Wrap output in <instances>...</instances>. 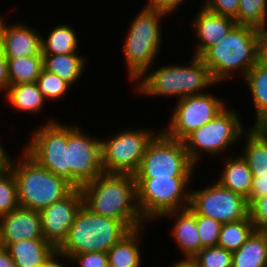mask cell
Wrapping results in <instances>:
<instances>
[{
  "mask_svg": "<svg viewBox=\"0 0 267 267\" xmlns=\"http://www.w3.org/2000/svg\"><path fill=\"white\" fill-rule=\"evenodd\" d=\"M80 189L83 205L92 213L121 220L130 230L144 227L133 174L102 173Z\"/></svg>",
  "mask_w": 267,
  "mask_h": 267,
  "instance_id": "6da1fadb",
  "label": "cell"
},
{
  "mask_svg": "<svg viewBox=\"0 0 267 267\" xmlns=\"http://www.w3.org/2000/svg\"><path fill=\"white\" fill-rule=\"evenodd\" d=\"M200 58L216 84L229 81L234 73H241L244 78L261 59L260 30L236 24L225 38Z\"/></svg>",
  "mask_w": 267,
  "mask_h": 267,
  "instance_id": "7a4b0ae2",
  "label": "cell"
},
{
  "mask_svg": "<svg viewBox=\"0 0 267 267\" xmlns=\"http://www.w3.org/2000/svg\"><path fill=\"white\" fill-rule=\"evenodd\" d=\"M134 83L137 86L135 90L141 93L140 95L175 96L178 97V100L187 96L203 94L205 93L204 89L216 85L209 69L204 65L202 59L196 56H193L186 65L176 63L164 65L151 70V72L147 69Z\"/></svg>",
  "mask_w": 267,
  "mask_h": 267,
  "instance_id": "3957f363",
  "label": "cell"
},
{
  "mask_svg": "<svg viewBox=\"0 0 267 267\" xmlns=\"http://www.w3.org/2000/svg\"><path fill=\"white\" fill-rule=\"evenodd\" d=\"M20 155L18 161L10 156L8 163L16 180L20 207L41 211L76 188L67 179L39 166L23 150Z\"/></svg>",
  "mask_w": 267,
  "mask_h": 267,
  "instance_id": "277c9868",
  "label": "cell"
},
{
  "mask_svg": "<svg viewBox=\"0 0 267 267\" xmlns=\"http://www.w3.org/2000/svg\"><path fill=\"white\" fill-rule=\"evenodd\" d=\"M130 231L121 220L94 214L82 205L58 250L69 257L86 252L107 253Z\"/></svg>",
  "mask_w": 267,
  "mask_h": 267,
  "instance_id": "5b68a950",
  "label": "cell"
},
{
  "mask_svg": "<svg viewBox=\"0 0 267 267\" xmlns=\"http://www.w3.org/2000/svg\"><path fill=\"white\" fill-rule=\"evenodd\" d=\"M165 16L167 15L160 11L143 7L129 25L123 52L128 79L133 83L158 58L162 46L160 21Z\"/></svg>",
  "mask_w": 267,
  "mask_h": 267,
  "instance_id": "8992f818",
  "label": "cell"
},
{
  "mask_svg": "<svg viewBox=\"0 0 267 267\" xmlns=\"http://www.w3.org/2000/svg\"><path fill=\"white\" fill-rule=\"evenodd\" d=\"M192 177L135 178L137 205L144 221L189 207Z\"/></svg>",
  "mask_w": 267,
  "mask_h": 267,
  "instance_id": "52a82bcc",
  "label": "cell"
},
{
  "mask_svg": "<svg viewBox=\"0 0 267 267\" xmlns=\"http://www.w3.org/2000/svg\"><path fill=\"white\" fill-rule=\"evenodd\" d=\"M241 120L238 112L228 106L207 124L190 133L183 140L190 160L199 166L202 153L221 156L224 151L227 152L226 149H231L232 144L242 140L243 131H246Z\"/></svg>",
  "mask_w": 267,
  "mask_h": 267,
  "instance_id": "ba28073f",
  "label": "cell"
},
{
  "mask_svg": "<svg viewBox=\"0 0 267 267\" xmlns=\"http://www.w3.org/2000/svg\"><path fill=\"white\" fill-rule=\"evenodd\" d=\"M197 166L190 160L184 142L160 130L149 142L135 178L192 177ZM193 174V175H192Z\"/></svg>",
  "mask_w": 267,
  "mask_h": 267,
  "instance_id": "9c48e42d",
  "label": "cell"
},
{
  "mask_svg": "<svg viewBox=\"0 0 267 267\" xmlns=\"http://www.w3.org/2000/svg\"><path fill=\"white\" fill-rule=\"evenodd\" d=\"M160 130L125 129L101 139L102 168L104 173L135 174L149 142Z\"/></svg>",
  "mask_w": 267,
  "mask_h": 267,
  "instance_id": "30bf717a",
  "label": "cell"
},
{
  "mask_svg": "<svg viewBox=\"0 0 267 267\" xmlns=\"http://www.w3.org/2000/svg\"><path fill=\"white\" fill-rule=\"evenodd\" d=\"M31 134L32 137L22 150L39 166L69 181L67 125L50 118Z\"/></svg>",
  "mask_w": 267,
  "mask_h": 267,
  "instance_id": "8fae6325",
  "label": "cell"
},
{
  "mask_svg": "<svg viewBox=\"0 0 267 267\" xmlns=\"http://www.w3.org/2000/svg\"><path fill=\"white\" fill-rule=\"evenodd\" d=\"M101 154V139L88 135L75 125H67L69 182L76 188L104 173Z\"/></svg>",
  "mask_w": 267,
  "mask_h": 267,
  "instance_id": "7c38bea8",
  "label": "cell"
},
{
  "mask_svg": "<svg viewBox=\"0 0 267 267\" xmlns=\"http://www.w3.org/2000/svg\"><path fill=\"white\" fill-rule=\"evenodd\" d=\"M177 103L170 115L169 125L161 130L170 138L180 141L207 124L227 107L223 99L207 91L184 97Z\"/></svg>",
  "mask_w": 267,
  "mask_h": 267,
  "instance_id": "4fadbf2b",
  "label": "cell"
},
{
  "mask_svg": "<svg viewBox=\"0 0 267 267\" xmlns=\"http://www.w3.org/2000/svg\"><path fill=\"white\" fill-rule=\"evenodd\" d=\"M215 181L211 186L190 190L189 208L197 215L213 218L222 224L247 218V199Z\"/></svg>",
  "mask_w": 267,
  "mask_h": 267,
  "instance_id": "5bb4252c",
  "label": "cell"
},
{
  "mask_svg": "<svg viewBox=\"0 0 267 267\" xmlns=\"http://www.w3.org/2000/svg\"><path fill=\"white\" fill-rule=\"evenodd\" d=\"M83 205L80 188L40 211L44 239L58 249L66 240L77 212Z\"/></svg>",
  "mask_w": 267,
  "mask_h": 267,
  "instance_id": "9a60e30c",
  "label": "cell"
},
{
  "mask_svg": "<svg viewBox=\"0 0 267 267\" xmlns=\"http://www.w3.org/2000/svg\"><path fill=\"white\" fill-rule=\"evenodd\" d=\"M27 239H44L40 211L18 206L0 216V246Z\"/></svg>",
  "mask_w": 267,
  "mask_h": 267,
  "instance_id": "2e32d148",
  "label": "cell"
},
{
  "mask_svg": "<svg viewBox=\"0 0 267 267\" xmlns=\"http://www.w3.org/2000/svg\"><path fill=\"white\" fill-rule=\"evenodd\" d=\"M0 15L4 56L15 59L34 55H42V41L40 33L25 23L7 24Z\"/></svg>",
  "mask_w": 267,
  "mask_h": 267,
  "instance_id": "e0dca14e",
  "label": "cell"
},
{
  "mask_svg": "<svg viewBox=\"0 0 267 267\" xmlns=\"http://www.w3.org/2000/svg\"><path fill=\"white\" fill-rule=\"evenodd\" d=\"M193 33L198 40L193 56L201 57L211 46L227 36L236 25L235 19L218 15L203 6L192 20Z\"/></svg>",
  "mask_w": 267,
  "mask_h": 267,
  "instance_id": "ac0fdd59",
  "label": "cell"
},
{
  "mask_svg": "<svg viewBox=\"0 0 267 267\" xmlns=\"http://www.w3.org/2000/svg\"><path fill=\"white\" fill-rule=\"evenodd\" d=\"M173 217L175 222L171 229V235L178 246L177 248L184 256L183 260L192 259L204 247L199 237L196 214L188 207L183 210H177L164 214L163 217Z\"/></svg>",
  "mask_w": 267,
  "mask_h": 267,
  "instance_id": "d6986e66",
  "label": "cell"
},
{
  "mask_svg": "<svg viewBox=\"0 0 267 267\" xmlns=\"http://www.w3.org/2000/svg\"><path fill=\"white\" fill-rule=\"evenodd\" d=\"M17 267H42L56 248L45 239H27L5 246Z\"/></svg>",
  "mask_w": 267,
  "mask_h": 267,
  "instance_id": "ffe728a7",
  "label": "cell"
},
{
  "mask_svg": "<svg viewBox=\"0 0 267 267\" xmlns=\"http://www.w3.org/2000/svg\"><path fill=\"white\" fill-rule=\"evenodd\" d=\"M226 156L227 159H222L224 164L218 182L226 189L247 199L252 187V172L241 155L231 157V155L226 154Z\"/></svg>",
  "mask_w": 267,
  "mask_h": 267,
  "instance_id": "44dd1931",
  "label": "cell"
},
{
  "mask_svg": "<svg viewBox=\"0 0 267 267\" xmlns=\"http://www.w3.org/2000/svg\"><path fill=\"white\" fill-rule=\"evenodd\" d=\"M143 227L131 230L118 243L107 251L109 267H140L141 256V235Z\"/></svg>",
  "mask_w": 267,
  "mask_h": 267,
  "instance_id": "7402d4cb",
  "label": "cell"
},
{
  "mask_svg": "<svg viewBox=\"0 0 267 267\" xmlns=\"http://www.w3.org/2000/svg\"><path fill=\"white\" fill-rule=\"evenodd\" d=\"M4 95L5 100L22 113L38 114L46 106V99L41 95L36 82L11 85Z\"/></svg>",
  "mask_w": 267,
  "mask_h": 267,
  "instance_id": "603a6c76",
  "label": "cell"
},
{
  "mask_svg": "<svg viewBox=\"0 0 267 267\" xmlns=\"http://www.w3.org/2000/svg\"><path fill=\"white\" fill-rule=\"evenodd\" d=\"M44 69L54 73L71 86L76 84L84 72L87 59L76 53L56 55L42 54Z\"/></svg>",
  "mask_w": 267,
  "mask_h": 267,
  "instance_id": "cb8c5ba5",
  "label": "cell"
},
{
  "mask_svg": "<svg viewBox=\"0 0 267 267\" xmlns=\"http://www.w3.org/2000/svg\"><path fill=\"white\" fill-rule=\"evenodd\" d=\"M248 129V130H247ZM244 131V150L240 154L246 161L253 177L267 176V139H265L252 126Z\"/></svg>",
  "mask_w": 267,
  "mask_h": 267,
  "instance_id": "d4e9b609",
  "label": "cell"
},
{
  "mask_svg": "<svg viewBox=\"0 0 267 267\" xmlns=\"http://www.w3.org/2000/svg\"><path fill=\"white\" fill-rule=\"evenodd\" d=\"M244 79L254 102L255 125L267 114V63L260 59Z\"/></svg>",
  "mask_w": 267,
  "mask_h": 267,
  "instance_id": "484cf974",
  "label": "cell"
},
{
  "mask_svg": "<svg viewBox=\"0 0 267 267\" xmlns=\"http://www.w3.org/2000/svg\"><path fill=\"white\" fill-rule=\"evenodd\" d=\"M232 267H267L266 242L259 231L232 252Z\"/></svg>",
  "mask_w": 267,
  "mask_h": 267,
  "instance_id": "4316f807",
  "label": "cell"
},
{
  "mask_svg": "<svg viewBox=\"0 0 267 267\" xmlns=\"http://www.w3.org/2000/svg\"><path fill=\"white\" fill-rule=\"evenodd\" d=\"M47 37H41L42 54L64 55L78 51L79 38L68 24H60L52 28Z\"/></svg>",
  "mask_w": 267,
  "mask_h": 267,
  "instance_id": "83f0119b",
  "label": "cell"
},
{
  "mask_svg": "<svg viewBox=\"0 0 267 267\" xmlns=\"http://www.w3.org/2000/svg\"><path fill=\"white\" fill-rule=\"evenodd\" d=\"M256 231L250 215L242 220L223 223L217 246L234 252Z\"/></svg>",
  "mask_w": 267,
  "mask_h": 267,
  "instance_id": "f1b7e54d",
  "label": "cell"
},
{
  "mask_svg": "<svg viewBox=\"0 0 267 267\" xmlns=\"http://www.w3.org/2000/svg\"><path fill=\"white\" fill-rule=\"evenodd\" d=\"M9 86L36 82L43 66V55L7 59Z\"/></svg>",
  "mask_w": 267,
  "mask_h": 267,
  "instance_id": "f546056e",
  "label": "cell"
},
{
  "mask_svg": "<svg viewBox=\"0 0 267 267\" xmlns=\"http://www.w3.org/2000/svg\"><path fill=\"white\" fill-rule=\"evenodd\" d=\"M235 21L237 25L264 29L267 27V0H239Z\"/></svg>",
  "mask_w": 267,
  "mask_h": 267,
  "instance_id": "4dcf8cb0",
  "label": "cell"
},
{
  "mask_svg": "<svg viewBox=\"0 0 267 267\" xmlns=\"http://www.w3.org/2000/svg\"><path fill=\"white\" fill-rule=\"evenodd\" d=\"M19 206L17 184L8 166L0 173V216L8 214Z\"/></svg>",
  "mask_w": 267,
  "mask_h": 267,
  "instance_id": "1f68e13d",
  "label": "cell"
},
{
  "mask_svg": "<svg viewBox=\"0 0 267 267\" xmlns=\"http://www.w3.org/2000/svg\"><path fill=\"white\" fill-rule=\"evenodd\" d=\"M36 84L41 95L46 99V101L62 98L71 88V85L65 80L60 79L57 75L45 70L44 68L37 78Z\"/></svg>",
  "mask_w": 267,
  "mask_h": 267,
  "instance_id": "d6a6232c",
  "label": "cell"
},
{
  "mask_svg": "<svg viewBox=\"0 0 267 267\" xmlns=\"http://www.w3.org/2000/svg\"><path fill=\"white\" fill-rule=\"evenodd\" d=\"M190 261L196 267H232V252L219 246L204 247Z\"/></svg>",
  "mask_w": 267,
  "mask_h": 267,
  "instance_id": "836d02e7",
  "label": "cell"
},
{
  "mask_svg": "<svg viewBox=\"0 0 267 267\" xmlns=\"http://www.w3.org/2000/svg\"><path fill=\"white\" fill-rule=\"evenodd\" d=\"M196 224L203 247L217 246L222 223L196 214Z\"/></svg>",
  "mask_w": 267,
  "mask_h": 267,
  "instance_id": "e575fe53",
  "label": "cell"
},
{
  "mask_svg": "<svg viewBox=\"0 0 267 267\" xmlns=\"http://www.w3.org/2000/svg\"><path fill=\"white\" fill-rule=\"evenodd\" d=\"M200 6L212 13L236 19L239 0H205Z\"/></svg>",
  "mask_w": 267,
  "mask_h": 267,
  "instance_id": "d590c367",
  "label": "cell"
},
{
  "mask_svg": "<svg viewBox=\"0 0 267 267\" xmlns=\"http://www.w3.org/2000/svg\"><path fill=\"white\" fill-rule=\"evenodd\" d=\"M68 261L77 263L78 267H109L108 257L105 252H86L68 256Z\"/></svg>",
  "mask_w": 267,
  "mask_h": 267,
  "instance_id": "8d00e7d4",
  "label": "cell"
},
{
  "mask_svg": "<svg viewBox=\"0 0 267 267\" xmlns=\"http://www.w3.org/2000/svg\"><path fill=\"white\" fill-rule=\"evenodd\" d=\"M249 215L256 231L267 228V195L257 198L249 206Z\"/></svg>",
  "mask_w": 267,
  "mask_h": 267,
  "instance_id": "74e56055",
  "label": "cell"
},
{
  "mask_svg": "<svg viewBox=\"0 0 267 267\" xmlns=\"http://www.w3.org/2000/svg\"><path fill=\"white\" fill-rule=\"evenodd\" d=\"M185 0H148L145 7L160 11L166 15H171L179 6L183 5Z\"/></svg>",
  "mask_w": 267,
  "mask_h": 267,
  "instance_id": "f35d334b",
  "label": "cell"
},
{
  "mask_svg": "<svg viewBox=\"0 0 267 267\" xmlns=\"http://www.w3.org/2000/svg\"><path fill=\"white\" fill-rule=\"evenodd\" d=\"M267 195V176L253 177L250 194L247 198L249 206L257 199Z\"/></svg>",
  "mask_w": 267,
  "mask_h": 267,
  "instance_id": "ab89813d",
  "label": "cell"
},
{
  "mask_svg": "<svg viewBox=\"0 0 267 267\" xmlns=\"http://www.w3.org/2000/svg\"><path fill=\"white\" fill-rule=\"evenodd\" d=\"M9 88V73L7 59L4 55L0 56V91L3 94Z\"/></svg>",
  "mask_w": 267,
  "mask_h": 267,
  "instance_id": "60d3db41",
  "label": "cell"
},
{
  "mask_svg": "<svg viewBox=\"0 0 267 267\" xmlns=\"http://www.w3.org/2000/svg\"><path fill=\"white\" fill-rule=\"evenodd\" d=\"M68 260V256L66 254L61 253L58 249H56L51 256L46 260L42 267H65L60 260ZM59 260V261H58ZM60 262V263H59Z\"/></svg>",
  "mask_w": 267,
  "mask_h": 267,
  "instance_id": "b9f144b4",
  "label": "cell"
},
{
  "mask_svg": "<svg viewBox=\"0 0 267 267\" xmlns=\"http://www.w3.org/2000/svg\"><path fill=\"white\" fill-rule=\"evenodd\" d=\"M0 267H17L5 247L0 246Z\"/></svg>",
  "mask_w": 267,
  "mask_h": 267,
  "instance_id": "7bdbcfd3",
  "label": "cell"
},
{
  "mask_svg": "<svg viewBox=\"0 0 267 267\" xmlns=\"http://www.w3.org/2000/svg\"><path fill=\"white\" fill-rule=\"evenodd\" d=\"M261 59L267 63V27L260 30Z\"/></svg>",
  "mask_w": 267,
  "mask_h": 267,
  "instance_id": "ee69618b",
  "label": "cell"
},
{
  "mask_svg": "<svg viewBox=\"0 0 267 267\" xmlns=\"http://www.w3.org/2000/svg\"><path fill=\"white\" fill-rule=\"evenodd\" d=\"M252 127L265 139H267V114L264 115L255 125H252Z\"/></svg>",
  "mask_w": 267,
  "mask_h": 267,
  "instance_id": "f6af8a7d",
  "label": "cell"
},
{
  "mask_svg": "<svg viewBox=\"0 0 267 267\" xmlns=\"http://www.w3.org/2000/svg\"><path fill=\"white\" fill-rule=\"evenodd\" d=\"M0 144V173L3 172L7 167L9 163L10 156L6 149H4V146Z\"/></svg>",
  "mask_w": 267,
  "mask_h": 267,
  "instance_id": "bcb514c9",
  "label": "cell"
},
{
  "mask_svg": "<svg viewBox=\"0 0 267 267\" xmlns=\"http://www.w3.org/2000/svg\"><path fill=\"white\" fill-rule=\"evenodd\" d=\"M170 267H196L190 260H179L178 262H175L173 266Z\"/></svg>",
  "mask_w": 267,
  "mask_h": 267,
  "instance_id": "7dc6e473",
  "label": "cell"
},
{
  "mask_svg": "<svg viewBox=\"0 0 267 267\" xmlns=\"http://www.w3.org/2000/svg\"><path fill=\"white\" fill-rule=\"evenodd\" d=\"M4 55L2 30L0 28V56Z\"/></svg>",
  "mask_w": 267,
  "mask_h": 267,
  "instance_id": "c3c4849f",
  "label": "cell"
},
{
  "mask_svg": "<svg viewBox=\"0 0 267 267\" xmlns=\"http://www.w3.org/2000/svg\"><path fill=\"white\" fill-rule=\"evenodd\" d=\"M259 232L263 235L265 242H266V259H267V228L262 229Z\"/></svg>",
  "mask_w": 267,
  "mask_h": 267,
  "instance_id": "681fc988",
  "label": "cell"
}]
</instances>
